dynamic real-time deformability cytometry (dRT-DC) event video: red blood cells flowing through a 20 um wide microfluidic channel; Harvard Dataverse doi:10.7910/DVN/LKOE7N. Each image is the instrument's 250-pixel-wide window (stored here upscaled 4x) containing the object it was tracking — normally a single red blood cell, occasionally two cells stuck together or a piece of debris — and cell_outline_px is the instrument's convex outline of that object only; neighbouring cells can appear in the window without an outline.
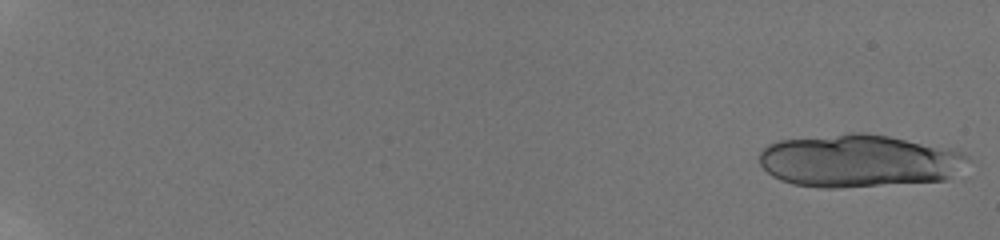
{"species": "human", "species_latin": "Homo sapiens", "temperature_condition": "room temperature", "stored_images_in_passage": 49, "camera_frame_rate_fps": 3000, "um_per_image_px": 0.085, "donor": {"sex": "male"}, "frame": {"image": 1, "passage_image": 1, "time_ms": 0.0, "image_size_px": [1000, 240], "cell_outline_px": [[968, 160], [944, 180], [836, 188], [824, 188], [792, 184], [780, 180], [772, 176], [760, 164], [760, 152], [768, 144], [776, 140], [848, 132], [864, 132], [888, 136], [948, 148], [964, 152], [968, 156]], "centroid_in_image_um": [72.91, 13.65], "position_along_channel_um": 12.1, "area_um2": 63.81}}